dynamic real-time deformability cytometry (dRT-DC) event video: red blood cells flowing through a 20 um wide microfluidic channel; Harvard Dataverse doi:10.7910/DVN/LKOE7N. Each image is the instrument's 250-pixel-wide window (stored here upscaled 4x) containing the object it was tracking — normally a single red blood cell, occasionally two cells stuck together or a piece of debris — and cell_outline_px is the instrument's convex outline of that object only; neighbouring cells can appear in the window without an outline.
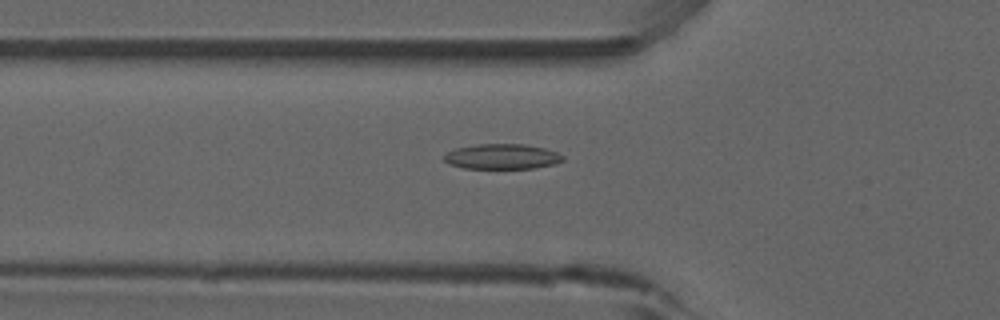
{"species": "common noctule bat (a hibernating species)", "species_latin": "Nyctalus noctula", "temperature_condition": "room temperature", "stored_images_in_passage": 52, "camera_frame_rate_fps": 3000, "um_per_image_px": 0.085, "animal": {"sex": "male", "forearm_length_mm": 52.5}, "frame": {"image": 1, "passage_image": 18, "time_ms": 5.667, "image_size_px": [1000, 320], "cell_outline_px": [[564, 160], [556, 164], [536, 168], [464, 168], [448, 164], [444, 160], [444, 156], [448, 152], [456, 148], [476, 144], [524, 144], [544, 148], [556, 152], [564, 156]], "centroid_in_image_um": [42.69, 13.31], "position_along_channel_um": 83.1, "area_um2": 17.46}}
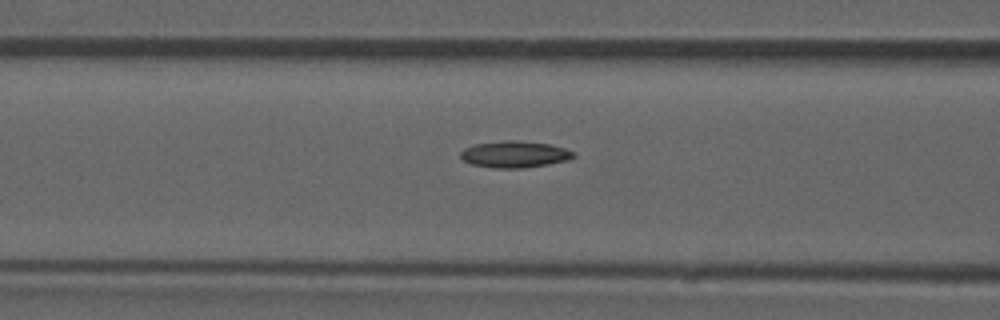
{"frame": {"image": 2, "passage_image": 21, "time_ms": 6.667, "image_size_px": [1000, 320], "cell_outline_px": [[576, 156], [568, 160], [548, 164], [524, 168], [496, 168], [472, 164], [464, 160], [460, 156], [460, 152], [464, 148], [476, 144], [504, 140], [516, 140], [548, 144], [564, 148], [572, 152]], "centroid_in_image_um": [43.73, 13.11], "position_along_channel_um": 122.9, "area_um2": 17.34}}
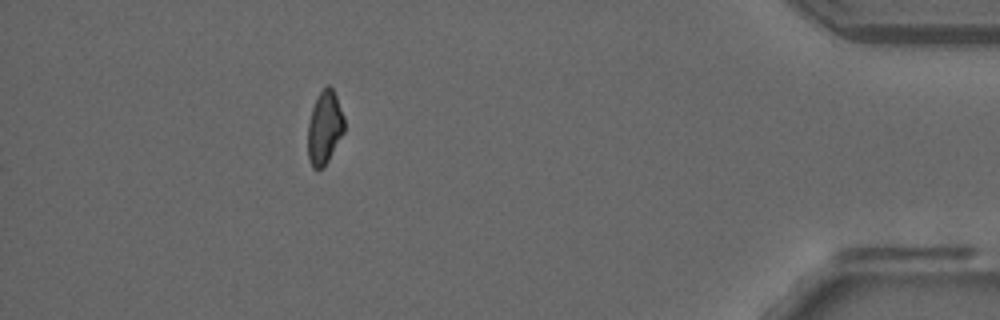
{"frame": {"image": 3, "passage_image": 47, "time_ms": 15.333, "image_size_px": [1000, 320], "cell_outline_px": [[344, 132], [324, 168], [312, 168], [308, 156], [308, 124], [312, 108], [316, 96], [328, 84], [332, 88], [336, 96], [344, 116]], "centroid_in_image_um": [27.58, 10.85], "position_along_channel_um": 407.6, "area_um2": 15.55}}